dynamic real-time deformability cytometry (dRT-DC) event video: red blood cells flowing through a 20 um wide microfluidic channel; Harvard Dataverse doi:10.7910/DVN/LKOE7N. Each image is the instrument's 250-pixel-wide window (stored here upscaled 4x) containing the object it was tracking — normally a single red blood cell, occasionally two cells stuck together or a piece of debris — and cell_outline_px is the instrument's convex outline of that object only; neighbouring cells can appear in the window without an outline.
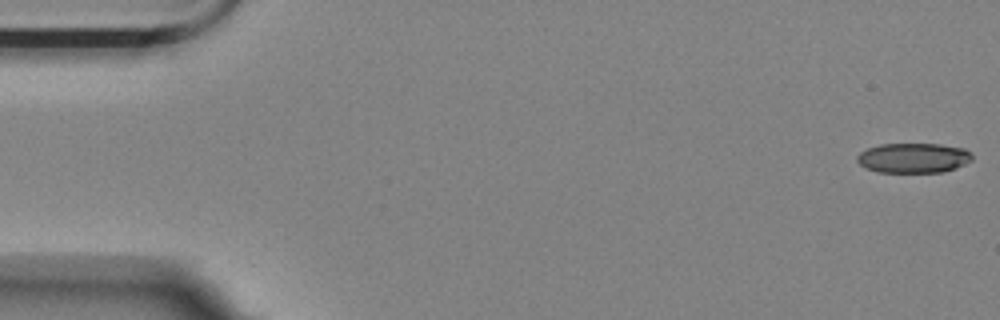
{"species": "Egyptian fruit bat (a non-hibernating species)", "species_latin": "Rousettus aegyptiacus", "temperature_condition": "room temperature", "stored_images_in_passage": 3, "camera_frame_rate_fps": 3000, "um_per_image_px": 0.085, "animal": {"sex": "female"}, "frame": {"image": 1, "passage_image": 1, "time_ms": 0.0, "image_size_px": [1000, 320], "cell_outline_px": [[972, 160], [956, 168], [940, 172], [876, 172], [864, 168], [856, 160], [856, 156], [860, 152], [868, 148], [880, 144], [940, 144], [964, 148], [972, 156]], "centroid_in_image_um": [77.6, 13.43], "position_along_channel_um": 7.4, "area_um2": 20.06}}